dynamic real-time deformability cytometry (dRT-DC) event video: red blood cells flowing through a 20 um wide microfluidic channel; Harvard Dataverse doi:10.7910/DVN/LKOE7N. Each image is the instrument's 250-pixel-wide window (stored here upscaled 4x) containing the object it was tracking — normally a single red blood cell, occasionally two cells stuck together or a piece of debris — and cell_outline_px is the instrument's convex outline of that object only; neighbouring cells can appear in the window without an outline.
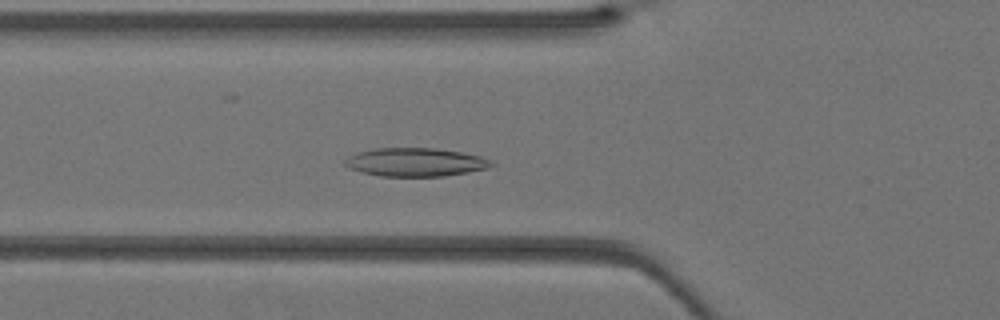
{"species": "Egyptian fruit bat (a non-hibernating species)", "species_latin": "Rousettus aegyptiacus", "temperature_condition": "warm", "stored_images_in_passage": 39, "camera_frame_rate_fps": 3000, "um_per_image_px": 0.085, "animal": {"sex": "female"}, "frame": {"image": 1, "passage_image": 13, "time_ms": 4.0, "image_size_px": [1000, 320], "cell_outline_px": [[496, 164], [488, 168], [468, 172], [444, 176], [380, 176], [360, 172], [348, 168], [344, 164], [344, 160], [348, 156], [360, 152], [376, 148], [436, 148], [460, 152], [480, 156], [492, 160]], "centroid_in_image_um": [35.32, 13.79], "position_along_channel_um": 90.5, "area_um2": 24.33}}
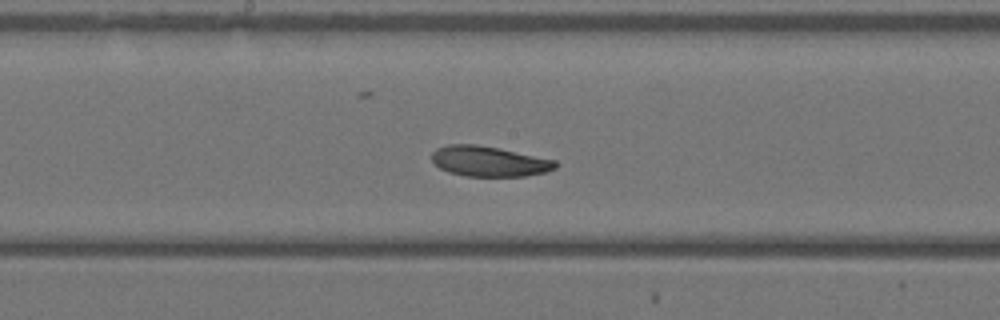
{"frame": {"image": 2, "passage_image": 20, "time_ms": 6.333, "image_size_px": [1000, 320], "cell_outline_px": [[560, 164], [556, 168], [544, 172], [524, 176], [464, 176], [448, 172], [440, 168], [432, 160], [432, 152], [436, 148], [448, 144], [476, 144], [500, 148], [556, 160]], "centroid_in_image_um": [41.58, 13.7], "position_along_channel_um": 206.6, "area_um2": 21.96}}
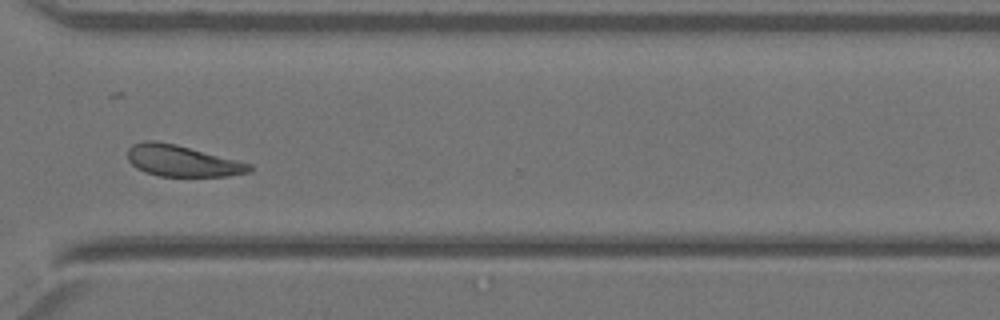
{"frame": {"image": 3, "passage_image": 29, "time_ms": 9.333, "image_size_px": [1000, 320], "cell_outline_px": [[252, 172], [228, 176], [160, 176], [144, 172], [136, 168], [128, 160], [128, 148], [132, 144], [144, 140], [156, 140], [176, 144], [252, 164]], "centroid_in_image_um": [15.47, 13.67], "position_along_channel_um": 355.1, "area_um2": 22.31}}